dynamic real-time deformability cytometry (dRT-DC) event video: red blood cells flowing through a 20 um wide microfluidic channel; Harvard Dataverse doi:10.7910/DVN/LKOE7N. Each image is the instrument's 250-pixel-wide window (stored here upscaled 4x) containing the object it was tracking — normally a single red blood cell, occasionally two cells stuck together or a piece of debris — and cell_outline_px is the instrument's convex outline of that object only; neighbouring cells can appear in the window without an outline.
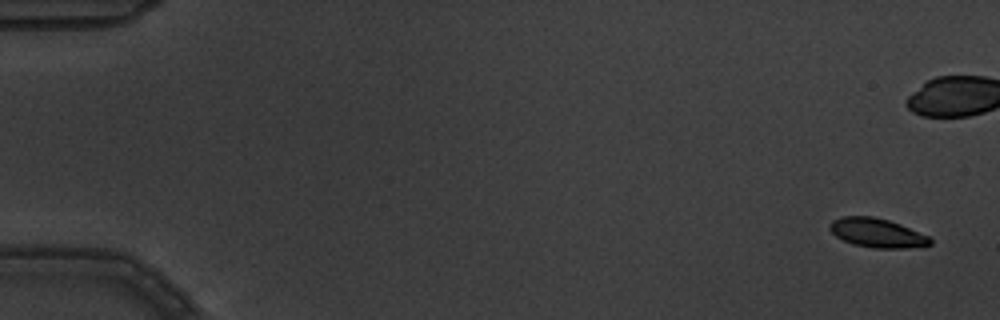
{"species": "common noctule bat (a hibernating species)", "species_latin": "Nyctalus noctula", "temperature_condition": "warm", "stored_images_in_passage": 16, "camera_frame_rate_fps": 3000, "um_per_image_px": 0.085, "animal": {"sex": "male", "body_mass_g": 19.5, "forearm_length_mm": 54.6}, "frame": {"image": 1, "passage_image": 1, "time_ms": 0.0, "image_size_px": [1000, 320], "cell_outline_px": [[932, 244], [908, 248], [872, 248], [852, 244], [836, 236], [828, 228], [828, 224], [832, 220], [840, 216], [872, 216], [888, 220], [900, 224], [928, 236], [932, 240]], "centroid_in_image_um": [74.51, 19.79], "position_along_channel_um": 10.5, "area_um2": 17.05}}